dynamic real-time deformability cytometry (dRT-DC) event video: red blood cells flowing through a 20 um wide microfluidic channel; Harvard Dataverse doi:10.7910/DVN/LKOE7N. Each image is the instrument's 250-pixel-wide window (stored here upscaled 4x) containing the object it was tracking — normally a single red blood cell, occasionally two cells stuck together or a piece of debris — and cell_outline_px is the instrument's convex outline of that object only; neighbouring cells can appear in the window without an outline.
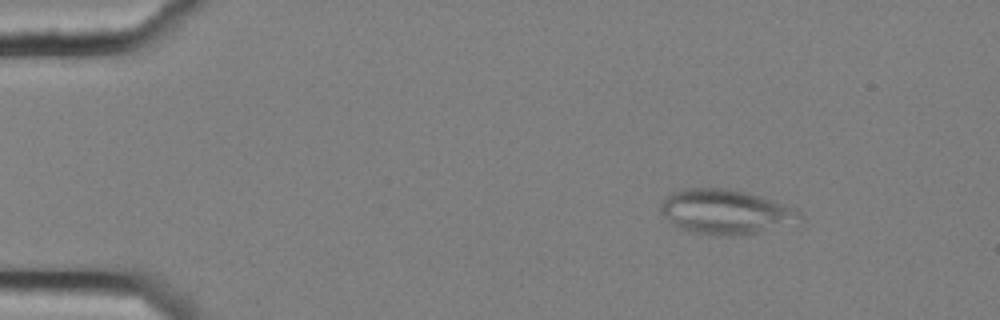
{"species": "common noctule bat (a hibernating species)", "species_latin": "Nyctalus noctula", "temperature_condition": "cold", "stored_images_in_passage": 8, "camera_frame_rate_fps": 3000, "um_per_image_px": 0.085, "animal": {"sex": "female", "body_mass_g": 25.1}, "frame": {"image": 1, "passage_image": 3, "time_ms": 0.667, "image_size_px": [1000, 320], "cell_outline_px": [[804, 220], [800, 224], [748, 236], [708, 236], [688, 232], [672, 224], [660, 212], [660, 204], [672, 192], [684, 188], [728, 188], [760, 196], [796, 208]], "centroid_in_image_um": [61.75, 18.06], "position_along_channel_um": 23.2, "area_um2": 37.4}}